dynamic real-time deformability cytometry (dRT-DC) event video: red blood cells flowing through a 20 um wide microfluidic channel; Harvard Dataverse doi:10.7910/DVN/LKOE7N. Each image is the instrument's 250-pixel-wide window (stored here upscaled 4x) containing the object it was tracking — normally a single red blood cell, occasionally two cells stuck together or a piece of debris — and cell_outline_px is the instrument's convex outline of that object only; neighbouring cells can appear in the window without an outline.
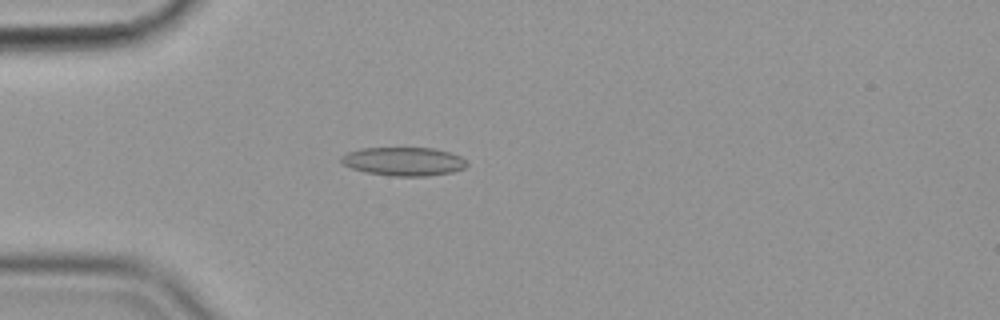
{"species": "common noctule bat (a hibernating species)", "species_latin": "Nyctalus noctula", "temperature_condition": "cold", "stored_images_in_passage": 55, "camera_frame_rate_fps": 3000, "um_per_image_px": 0.085, "animal": {"sex": "female", "body_mass_g": 19.9}, "frame": {"image": 1, "passage_image": 15, "time_ms": 4.667, "image_size_px": [1000, 320], "cell_outline_px": [[468, 164], [464, 168], [452, 172], [428, 176], [392, 176], [364, 172], [352, 168], [344, 164], [340, 160], [340, 156], [348, 152], [360, 148], [432, 148], [448, 152], [460, 156], [468, 160]], "centroid_in_image_um": [34.32, 13.72], "position_along_channel_um": 50.7, "area_um2": 20.98}}
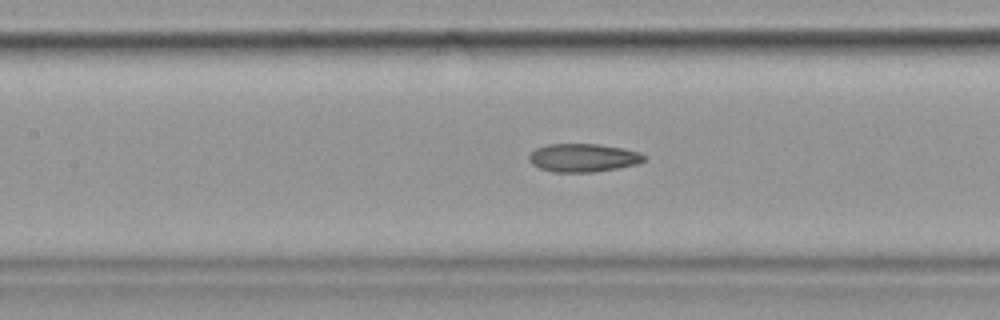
{"frame": {"image": 2, "passage_image": 25, "time_ms": 8.0, "image_size_px": [1000, 320], "cell_outline_px": [[648, 156], [644, 160], [636, 164], [616, 168], [592, 172], [552, 172], [540, 168], [532, 164], [528, 160], [528, 156], [536, 148], [548, 144], [600, 144], [624, 148], [640, 152]], "centroid_in_image_um": [49.57, 13.4], "position_along_channel_um": 157.8, "area_um2": 19.02}}
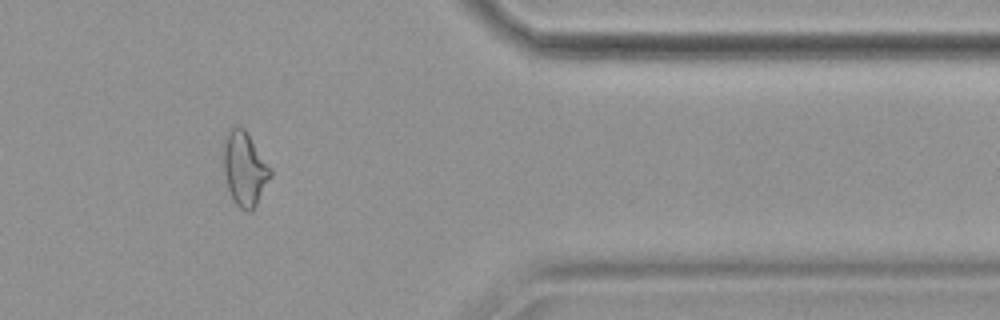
{"frame": {"image": 3, "passage_image": 46, "time_ms": 15.0, "image_size_px": [1000, 320], "cell_outline_px": [[272, 176], [252, 212], [248, 212], [240, 208], [236, 204], [228, 188], [224, 172], [224, 136], [236, 124], [240, 124], [244, 128], [272, 168]], "centroid_in_image_um": [20.81, 14.33], "position_along_channel_um": 390.6, "area_um2": 20.35}, "authors_computed_cell_mechanics": {"area_um2": 19.8832, "velocity_mm_per_s": 3.594, "shape_relaxation_time_tau1_ms": null, "shape_relaxation_time_tau2_ms": 2.8578, "deformation_change_tau1": null, "deformation_change_tau2": 0.0928}}